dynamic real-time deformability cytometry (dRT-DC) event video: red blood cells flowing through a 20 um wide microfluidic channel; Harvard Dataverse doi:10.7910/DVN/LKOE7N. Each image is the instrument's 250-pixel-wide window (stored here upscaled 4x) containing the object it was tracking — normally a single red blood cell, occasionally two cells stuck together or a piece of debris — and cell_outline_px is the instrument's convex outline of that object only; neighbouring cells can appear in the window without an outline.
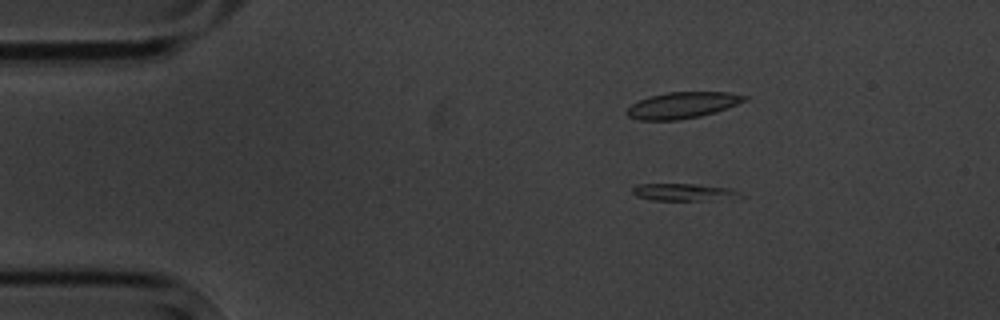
{"species": "common noctule bat (a hibernating species)", "species_latin": "Nyctalus noctula", "temperature_condition": "cold", "stored_images_in_passage": 6, "camera_frame_rate_fps": 3000, "um_per_image_px": 0.085, "animal": {"sex": "male", "body_mass_g": 20.1, "forearm_length_mm": 53.5}, "frame": {"image": 1, "passage_image": 3, "time_ms": 2.333, "image_size_px": [1000, 320], "cell_outline_px": [[744, 196], [700, 200], [652, 200], [636, 196], [632, 192], [632, 188], [636, 184], [692, 184], [732, 188], [740, 192]], "centroid_in_image_um": [58.06, 16.32], "position_along_channel_um": 26.9, "area_um2": 10.64}}